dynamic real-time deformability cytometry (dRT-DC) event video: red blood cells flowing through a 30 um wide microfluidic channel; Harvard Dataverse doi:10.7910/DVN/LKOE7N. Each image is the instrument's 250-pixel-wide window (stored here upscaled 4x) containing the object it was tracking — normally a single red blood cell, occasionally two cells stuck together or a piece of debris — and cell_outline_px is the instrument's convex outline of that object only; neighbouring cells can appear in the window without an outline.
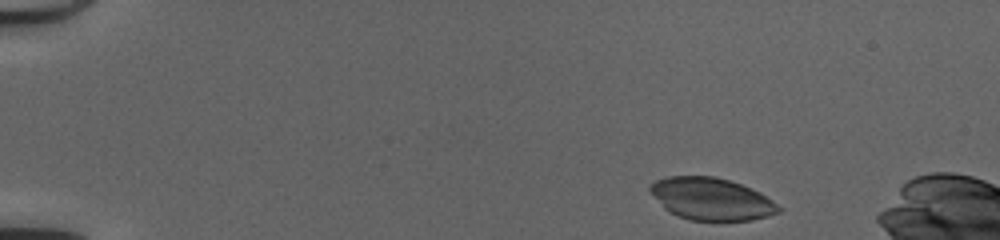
{"species": "common noctule bat (a hibernating species)", "species_latin": "Nyctalus noctula", "temperature_condition": "cold", "stored_images_in_passage": 46, "segment_of_instrument_passage": [1, 2], "camera_frame_rate_fps": 3000, "um_per_image_px": 0.085, "animal": {"sex": "female", "body_mass_g": 20.0, "forearm_length_mm": 54.0}, "frame": {"image": 1, "passage_image": 2, "time_ms": 0.333, "image_size_px": [1000, 240], "cell_outline_px": [[784, 208], [780, 212], [768, 216], [752, 220], [688, 220], [676, 216], [664, 208], [648, 188], [656, 180], [668, 176], [712, 176], [728, 180], [740, 184], [760, 192]], "centroid_in_image_um": [60.49, 16.92], "position_along_channel_um": 24.5, "area_um2": 31.5}}
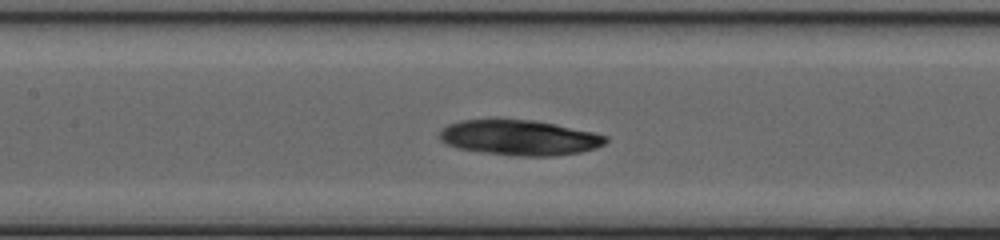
{"frame": {"image": 2, "passage_image": 20, "time_ms": 6.333, "image_size_px": [1000, 240], "cell_outline_px": [[608, 140], [604, 144], [596, 148], [580, 152], [552, 156], [516, 156], [484, 152], [456, 148], [440, 140], [440, 132], [448, 124], [460, 120], [496, 116], [536, 120], [556, 124], [592, 132], [608, 136]], "centroid_in_image_um": [44.12, 11.65], "position_along_channel_um": 163.3, "area_um2": 35.03}}
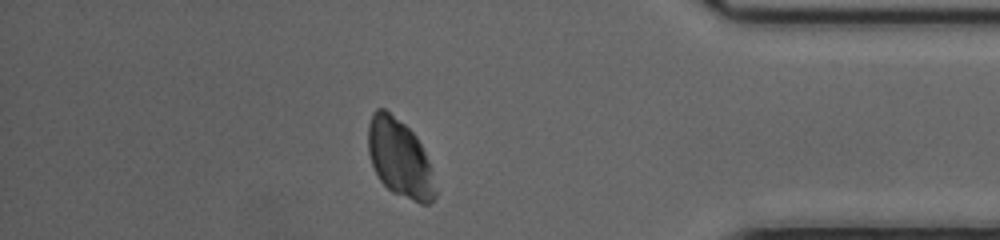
{"frame": {"image": 3, "passage_image": 39, "time_ms": 12.667, "image_size_px": [1000, 240], "cell_outline_px": [[436, 196], [428, 204], [420, 204], [392, 192], [380, 180], [372, 164], [368, 152], [368, 124], [372, 112], [376, 108], [384, 108], [404, 124], [416, 136], [424, 152], [428, 164], [436, 192]], "centroid_in_image_um": [33.93, 13.44], "position_along_channel_um": 401.3, "area_um2": 30.0}}